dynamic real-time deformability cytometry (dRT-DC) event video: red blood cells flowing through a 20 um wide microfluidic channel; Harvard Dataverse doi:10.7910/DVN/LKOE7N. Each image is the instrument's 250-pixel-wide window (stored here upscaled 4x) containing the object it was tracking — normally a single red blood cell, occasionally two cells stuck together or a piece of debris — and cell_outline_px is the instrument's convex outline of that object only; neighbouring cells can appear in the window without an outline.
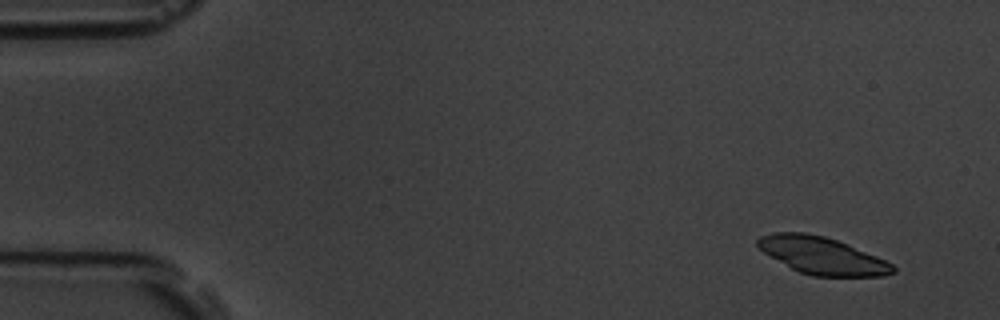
{"species": "common noctule bat (a hibernating species)", "species_latin": "Nyctalus noctula", "temperature_condition": "room temperature", "stored_images_in_passage": 4, "camera_frame_rate_fps": 3000, "um_per_image_px": 0.085, "animal": {"sex": "male", "body_mass_g": 19.5, "forearm_length_mm": 54.6}, "frame": {"image": 1, "passage_image": 1, "time_ms": 0.0, "image_size_px": [1000, 320], "cell_outline_px": [[896, 272], [884, 276], [812, 276], [800, 272], [792, 268], [764, 252], [756, 244], [756, 240], [760, 236], [772, 232], [804, 232], [824, 236], [836, 240], [876, 256], [892, 264], [896, 268]], "centroid_in_image_um": [69.87, 21.72], "position_along_channel_um": 15.1, "area_um2": 28.96}}